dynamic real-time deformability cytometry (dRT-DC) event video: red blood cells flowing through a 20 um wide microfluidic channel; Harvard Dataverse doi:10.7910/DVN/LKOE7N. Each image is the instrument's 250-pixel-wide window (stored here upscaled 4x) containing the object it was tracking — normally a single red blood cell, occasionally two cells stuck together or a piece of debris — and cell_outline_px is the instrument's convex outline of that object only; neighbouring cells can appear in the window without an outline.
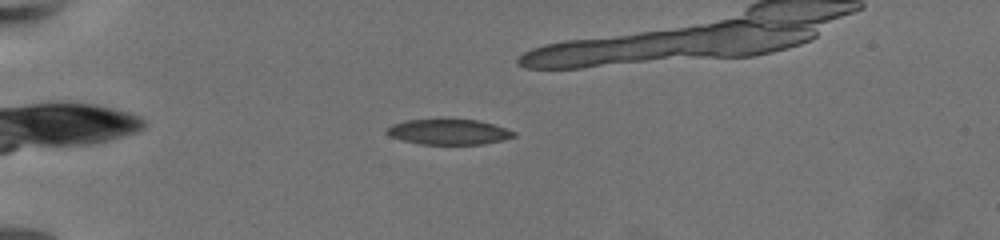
{"species": "common noctule bat (a hibernating species)", "species_latin": "Nyctalus noctula", "temperature_condition": "warm", "stored_images_in_passage": 48, "camera_frame_rate_fps": 3000, "um_per_image_px": 0.085, "animal": {"sex": "female", "body_mass_g": 19.5, "forearm_length_mm": 54.1}, "frame": {"image": 1, "passage_image": 12, "time_ms": 3.667, "image_size_px": [1000, 240], "cell_outline_px": [[516, 136], [504, 140], [484, 144], [420, 144], [404, 140], [392, 136], [384, 132], [392, 124], [408, 120], [476, 120], [492, 124], [516, 132]], "centroid_in_image_um": [38.17, 11.22], "position_along_channel_um": 46.8, "area_um2": 18.44}}
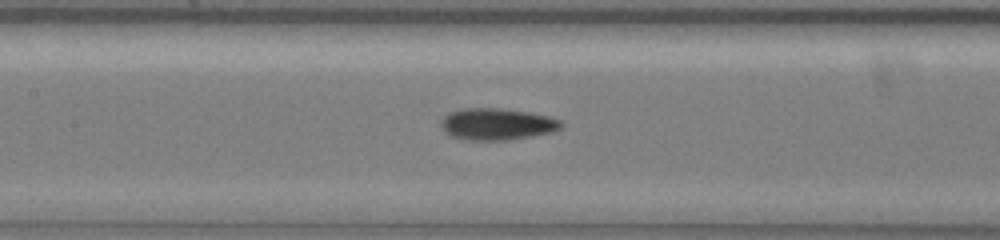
{"frame": {"image": 2, "passage_image": 26, "time_ms": 8.333, "image_size_px": [1000, 240], "cell_outline_px": [[564, 124], [560, 128], [552, 132], [508, 140], [468, 140], [452, 136], [440, 124], [444, 116], [448, 112], [464, 108], [496, 108], [524, 112], [548, 116], [560, 120]], "centroid_in_image_um": [42.24, 10.55], "position_along_channel_um": 165.2, "area_um2": 21.85}}
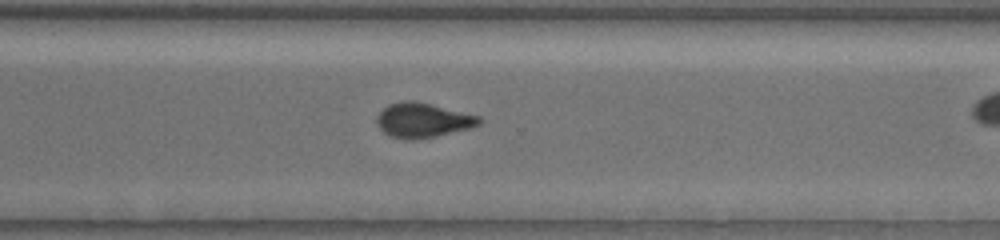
{"frame": {"image": 3, "passage_image": 41, "time_ms": 13.333, "image_size_px": [1000, 240], "cell_outline_px": [[484, 120], [480, 124], [468, 128], [436, 136], [392, 136], [384, 132], [380, 128], [376, 120], [380, 112], [384, 108], [392, 104], [408, 100], [412, 100], [480, 116]], "centroid_in_image_um": [35.99, 10.18], "position_along_channel_um": 334.6, "area_um2": 19.48}}